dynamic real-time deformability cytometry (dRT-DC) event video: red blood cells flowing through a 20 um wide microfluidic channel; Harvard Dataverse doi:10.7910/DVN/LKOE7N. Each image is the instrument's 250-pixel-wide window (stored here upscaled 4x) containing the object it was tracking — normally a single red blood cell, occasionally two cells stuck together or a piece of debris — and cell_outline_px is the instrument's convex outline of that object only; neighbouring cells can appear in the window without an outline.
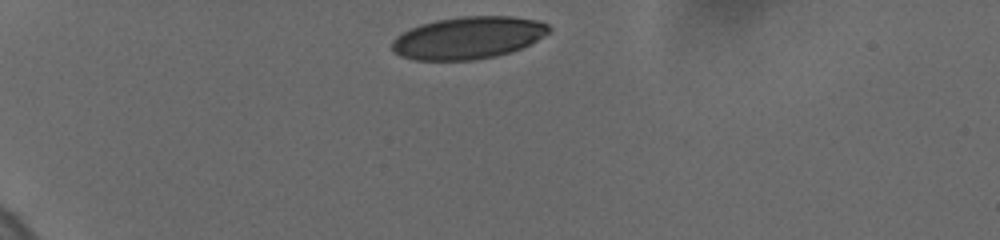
{"species": "human", "species_latin": "Homo sapiens", "temperature_condition": "cold", "stored_images_in_passage": 12, "camera_frame_rate_fps": 3000, "um_per_image_px": 0.085, "donor": {"sex": "female"}, "frame": {"image": 1, "passage_image": 1, "time_ms": 0.0, "image_size_px": [1000, 240], "cell_outline_px": [[552, 28], [548, 32], [536, 40], [512, 52], [496, 56], [472, 60], [412, 60], [400, 56], [392, 48], [392, 40], [396, 36], [420, 24], [436, 20], [460, 16], [512, 16], [536, 20], [548, 24]], "centroid_in_image_um": [39.78, 3.21], "position_along_channel_um": 45.2, "area_um2": 38.55}}
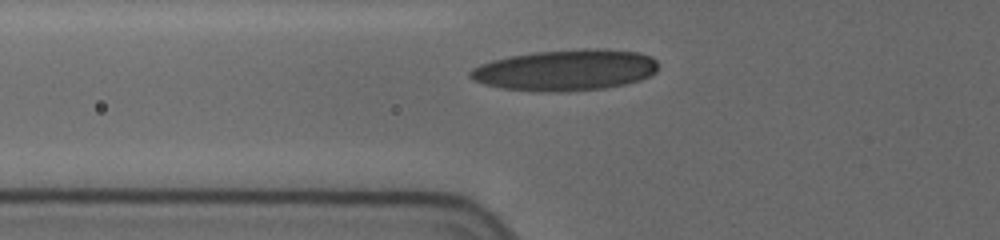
{"frame": {"image": 2, "passage_image": 9, "time_ms": 2.333, "image_size_px": [1000, 240], "cell_outline_px": [[656, 72], [640, 80], [624, 84], [604, 88], [568, 92], [540, 92], [504, 88], [484, 84], [472, 80], [468, 76], [468, 72], [472, 68], [480, 64], [492, 60], [512, 56], [536, 52], [584, 48], [596, 48], [640, 52], [652, 56], [656, 60]], "centroid_in_image_um": [48.06, 5.96], "position_along_channel_um": 77.7, "area_um2": 45.2}}